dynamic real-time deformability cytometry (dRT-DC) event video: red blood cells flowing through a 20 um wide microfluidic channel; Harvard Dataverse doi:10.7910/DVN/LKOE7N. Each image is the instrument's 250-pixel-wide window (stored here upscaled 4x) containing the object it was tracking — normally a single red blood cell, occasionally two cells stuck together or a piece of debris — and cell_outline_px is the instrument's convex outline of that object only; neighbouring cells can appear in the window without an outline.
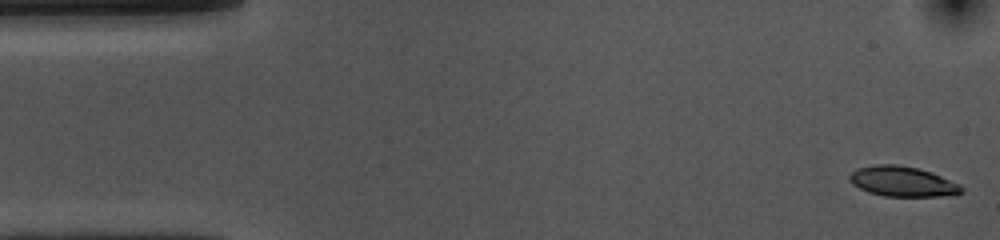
{"species": "common noctule bat (a hibernating species)", "species_latin": "Nyctalus noctula", "temperature_condition": "cold", "stored_images_in_passage": 54, "camera_frame_rate_fps": 3000, "um_per_image_px": 0.085, "animal": {"sex": "female", "body_mass_g": 10.0, "forearm_length_mm": 53.1}, "frame": {"image": 1, "passage_image": 1, "time_ms": 0.0, "image_size_px": [1000, 240], "cell_outline_px": [[964, 192], [956, 196], [884, 196], [868, 192], [852, 184], [848, 180], [848, 176], [856, 168], [876, 164], [896, 164], [916, 168], [932, 172], [960, 184], [964, 188]], "centroid_in_image_um": [76.74, 15.43], "position_along_channel_um": 8.3, "area_um2": 19.94}}
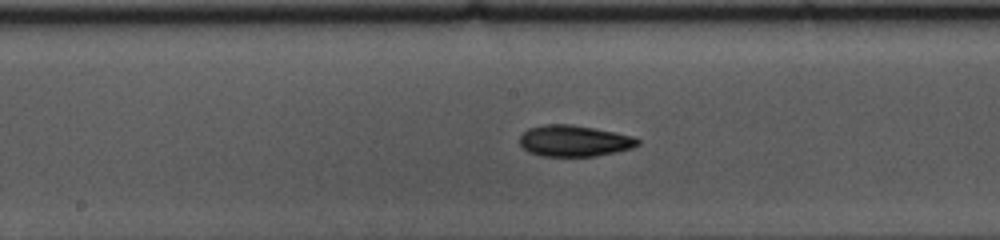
{"frame": {"image": 2, "passage_image": 26, "time_ms": 8.333, "image_size_px": [1000, 240], "cell_outline_px": [[640, 144], [632, 148], [616, 152], [596, 156], [540, 156], [528, 152], [520, 144], [520, 136], [528, 128], [544, 124], [572, 124], [616, 132], [632, 136], [640, 140]], "centroid_in_image_um": [48.81, 11.97], "position_along_channel_um": 199.4, "area_um2": 21.62}}
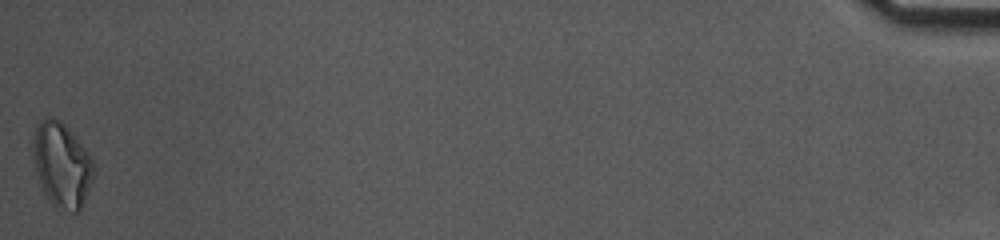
{"frame": {"image": 3, "passage_image": 54, "time_ms": 17.667, "image_size_px": [1000, 240], "cell_outline_px": [[96, 168], [88, 192], [80, 212], [72, 212], [52, 204], [44, 192], [40, 184], [36, 172], [32, 152], [32, 136], [40, 120], [48, 116], [52, 116], [60, 120], [68, 128], [88, 152]], "centroid_in_image_um": [5.25, 13.99], "position_along_channel_um": 430.0, "area_um2": 30.06}, "authors_computed_cell_mechanics": {"area_um2": 21.0103, "velocity_mm_per_s": 3.5874, "shape_relaxation_time_tau1_ms": 2.9189, "shape_relaxation_time_tau2_ms": null, "deformation_change_tau1": 0.141, "deformation_change_tau2": null}}